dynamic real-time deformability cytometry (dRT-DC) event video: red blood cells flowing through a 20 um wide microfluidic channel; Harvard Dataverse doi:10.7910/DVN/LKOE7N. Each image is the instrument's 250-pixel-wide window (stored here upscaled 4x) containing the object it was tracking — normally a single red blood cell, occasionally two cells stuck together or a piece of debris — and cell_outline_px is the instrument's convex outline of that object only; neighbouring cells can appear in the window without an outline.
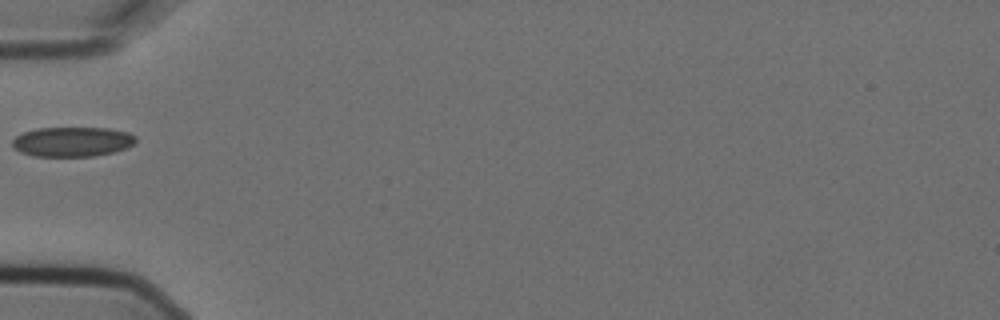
{"species": "Egyptian fruit bat (a non-hibernating species)", "species_latin": "Rousettus aegyptiacus", "temperature_condition": "cold", "stored_images_in_passage": 1, "camera_frame_rate_fps": 3000, "um_per_image_px": 0.085, "animal": {"sex": "female"}, "frame": {"image": 1, "passage_image": 1, "time_ms": 0.0, "image_size_px": [1000, 320], "cell_outline_px": [[136, 140], [132, 144], [124, 148], [112, 152], [92, 156], [32, 156], [20, 152], [12, 148], [12, 140], [16, 136], [24, 132], [36, 128], [108, 128], [128, 132], [136, 136]], "centroid_in_image_um": [6.1, 12.04], "position_along_channel_um": 78.9, "area_um2": 21.33}}